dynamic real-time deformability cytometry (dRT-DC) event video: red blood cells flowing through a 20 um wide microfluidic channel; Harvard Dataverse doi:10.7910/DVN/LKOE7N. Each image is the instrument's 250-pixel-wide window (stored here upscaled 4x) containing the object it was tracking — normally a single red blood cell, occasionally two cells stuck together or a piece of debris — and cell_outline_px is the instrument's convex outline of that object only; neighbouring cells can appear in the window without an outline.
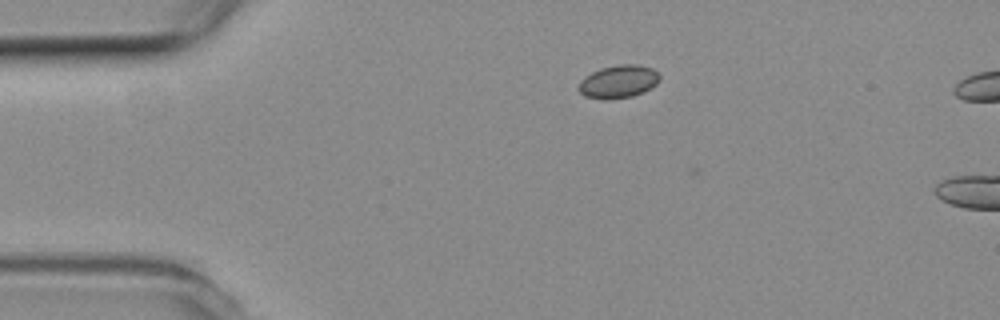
{"species": "common noctule bat (a hibernating species)", "species_latin": "Nyctalus noctula", "temperature_condition": "room temperature", "stored_images_in_passage": 46, "camera_frame_rate_fps": 3000, "um_per_image_px": 0.085, "animal": {"sex": "female", "body_mass_g": 19.3, "forearm_length_mm": 54.1}, "frame": {"image": 1, "passage_image": 2, "time_ms": 0.333, "image_size_px": [1000, 320], "cell_outline_px": [[660, 80], [652, 88], [644, 92], [632, 96], [608, 100], [604, 100], [584, 96], [576, 88], [580, 80], [584, 76], [600, 68], [620, 64], [636, 64], [652, 68], [660, 76]], "centroid_in_image_um": [52.54, 6.95], "position_along_channel_um": 32.5, "area_um2": 15.84}}
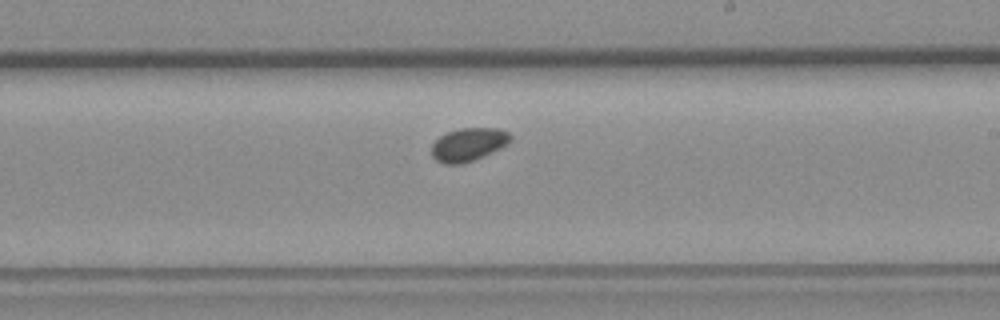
{"frame": {"image": 2, "passage_image": 23, "time_ms": 7.333, "image_size_px": [1000, 320], "cell_outline_px": [[512, 140], [508, 144], [484, 156], [460, 164], [444, 164], [436, 160], [432, 156], [432, 144], [440, 136], [448, 132], [460, 128], [496, 128], [508, 132], [512, 136]], "centroid_in_image_um": [39.83, 12.28], "position_along_channel_um": 249.2, "area_um2": 15.2}}
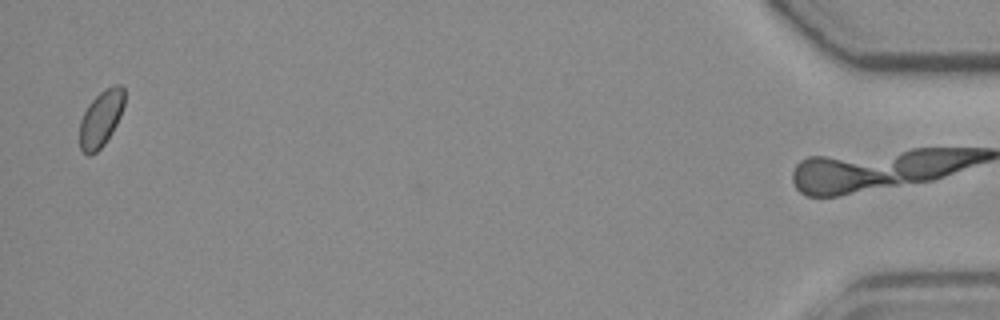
{"frame": {"image": 3, "passage_image": 45, "time_ms": 14.667, "image_size_px": [1000, 320], "cell_outline_px": [[124, 104], [120, 116], [112, 132], [104, 144], [96, 152], [88, 156], [80, 148], [80, 120], [88, 104], [104, 88], [116, 84], [120, 84], [124, 88]], "centroid_in_image_um": [8.58, 10.06], "position_along_channel_um": 426.6, "area_um2": 14.62}}